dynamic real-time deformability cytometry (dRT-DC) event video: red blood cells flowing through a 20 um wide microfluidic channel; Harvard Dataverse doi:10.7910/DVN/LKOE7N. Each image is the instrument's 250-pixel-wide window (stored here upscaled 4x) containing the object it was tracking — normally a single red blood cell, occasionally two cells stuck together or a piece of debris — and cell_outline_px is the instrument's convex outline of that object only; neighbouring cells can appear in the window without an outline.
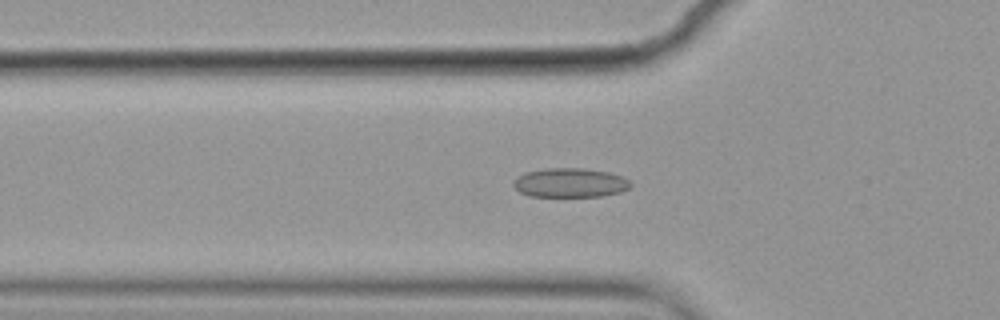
{"species": "common noctule bat (a hibernating species)", "species_latin": "Nyctalus noctula", "temperature_condition": "cold", "stored_images_in_passage": 43, "camera_frame_rate_fps": 3000, "um_per_image_px": 0.085, "animal": {"sex": "female", "body_mass_g": 19.9}, "frame": {"image": 1, "passage_image": 5, "time_ms": 1.333, "image_size_px": [1000, 320], "cell_outline_px": [[632, 184], [628, 188], [620, 192], [600, 196], [528, 196], [520, 192], [512, 184], [516, 176], [524, 172], [544, 168], [584, 168], [608, 172], [620, 176], [628, 180]], "centroid_in_image_um": [48.41, 15.52], "position_along_channel_um": 77.4, "area_um2": 19.94}}
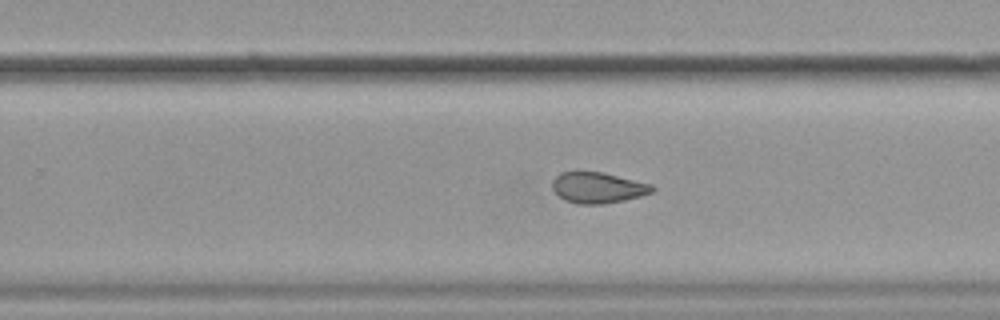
{"frame": {"image": 2, "passage_image": 22, "time_ms": 7.0, "image_size_px": [1000, 320], "cell_outline_px": [[656, 188], [652, 192], [640, 196], [624, 200], [604, 204], [580, 204], [564, 200], [552, 188], [552, 180], [560, 172], [604, 172], [652, 184]], "centroid_in_image_um": [50.83, 15.95], "position_along_channel_um": 279.0, "area_um2": 17.98}}
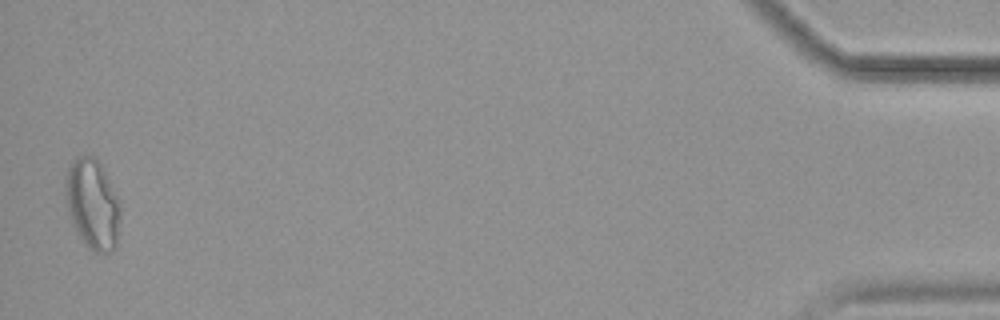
{"frame": {"image": 3, "passage_image": 42, "time_ms": 13.667, "image_size_px": [1000, 320], "cell_outline_px": [[120, 220], [116, 244], [112, 252], [92, 252], [84, 244], [76, 232], [72, 224], [64, 192], [64, 180], [68, 168], [80, 156], [96, 156], [120, 200]], "centroid_in_image_um": [7.87, 17.37], "position_along_channel_um": 427.3, "area_um2": 29.02}, "authors_computed_cell_mechanics": {"area_um2": 19.1896, "velocity_mm_per_s": 3.5632, "shape_relaxation_time_tau1_ms": 6.7774, "shape_relaxation_time_tau2_ms": 3.517, "deformation_change_tau1": 0.0941, "deformation_change_tau2": 0.0789}}